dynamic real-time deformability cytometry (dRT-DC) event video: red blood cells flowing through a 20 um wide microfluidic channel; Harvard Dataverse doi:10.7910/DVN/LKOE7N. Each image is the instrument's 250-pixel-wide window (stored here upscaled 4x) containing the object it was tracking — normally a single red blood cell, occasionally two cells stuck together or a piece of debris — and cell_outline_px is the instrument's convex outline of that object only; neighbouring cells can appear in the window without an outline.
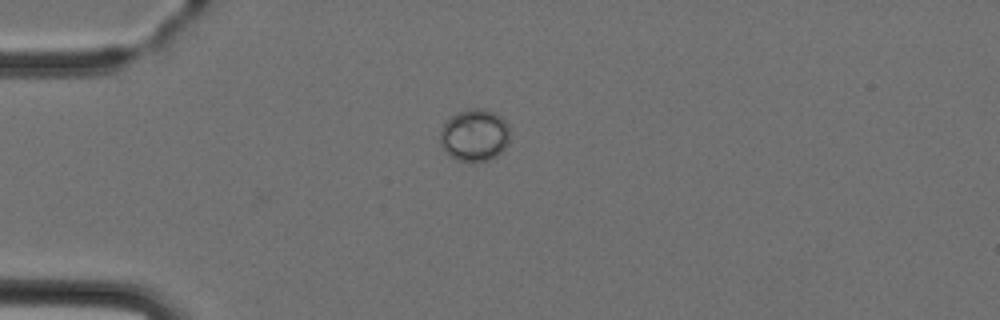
{"species": "Egyptian fruit bat (a non-hibernating species)", "species_latin": "Rousettus aegyptiacus", "temperature_condition": "cold", "stored_images_in_passage": 2, "camera_frame_rate_fps": 3000, "um_per_image_px": 0.085, "animal": {"sex": "female"}, "frame": {"image": 1, "passage_image": 2, "time_ms": 1.333, "image_size_px": [1000, 320], "cell_outline_px": [[508, 140], [504, 148], [496, 156], [488, 160], [472, 164], [456, 160], [444, 152], [440, 144], [440, 132], [444, 124], [456, 112], [468, 108], [484, 108], [496, 112], [508, 124]], "centroid_in_image_um": [40.31, 11.51], "position_along_channel_um": 44.7, "area_um2": 21.62}}